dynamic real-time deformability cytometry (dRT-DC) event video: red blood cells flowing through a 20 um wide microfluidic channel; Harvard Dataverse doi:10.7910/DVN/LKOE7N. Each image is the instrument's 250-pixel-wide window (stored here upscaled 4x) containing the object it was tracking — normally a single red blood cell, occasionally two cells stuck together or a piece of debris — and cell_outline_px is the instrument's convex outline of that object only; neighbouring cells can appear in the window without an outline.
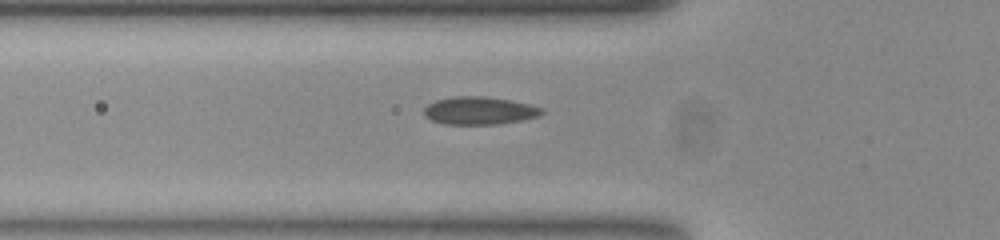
{"species": "common noctule bat (a hibernating species)", "species_latin": "Nyctalus noctula", "temperature_condition": "room temperature", "stored_images_in_passage": 40, "camera_frame_rate_fps": 3000, "um_per_image_px": 0.085, "animal": {"sex": "female", "body_mass_g": 23.0, "forearm_length_mm": 53.4}, "frame": {"image": 1, "passage_image": 8, "time_ms": 2.333, "image_size_px": [1000, 240], "cell_outline_px": [[544, 112], [540, 116], [520, 120], [496, 124], [444, 124], [432, 120], [424, 116], [424, 108], [428, 104], [436, 100], [452, 96], [484, 96], [512, 100], [532, 104], [544, 108]], "centroid_in_image_um": [40.77, 9.39], "position_along_channel_um": 85.0, "area_um2": 19.25}}
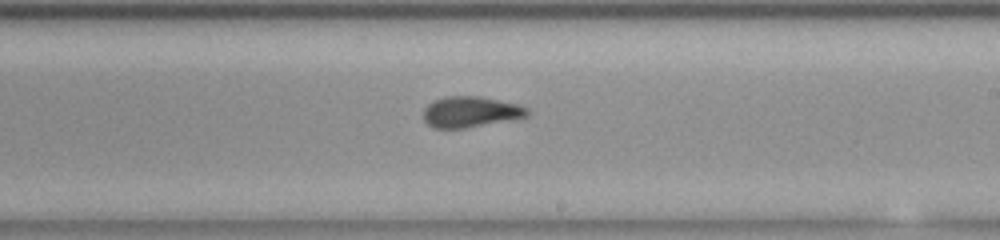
{"frame": {"image": 2, "passage_image": 21, "time_ms": 6.667, "image_size_px": [1000, 240], "cell_outline_px": [[532, 112], [528, 116], [464, 128], [436, 128], [428, 124], [424, 120], [424, 108], [432, 100], [444, 96], [480, 96], [520, 104], [528, 108]], "centroid_in_image_um": [40.01, 9.49], "position_along_channel_um": 249.0, "area_um2": 18.73}}
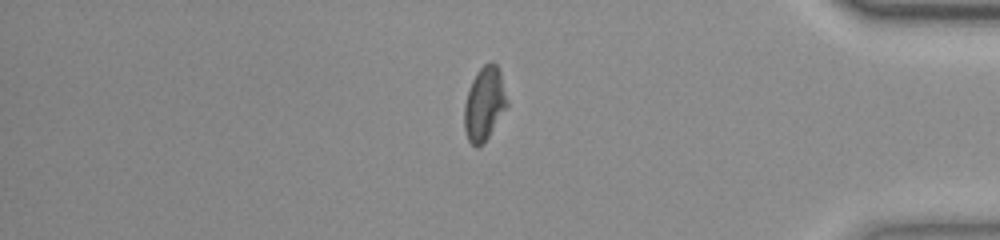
{"frame": {"image": 3, "passage_image": 35, "time_ms": 11.333, "image_size_px": [1000, 240], "cell_outline_px": [[508, 108], [484, 144], [476, 148], [468, 140], [464, 128], [464, 104], [468, 88], [476, 72], [484, 64], [492, 60], [500, 68], [508, 100]], "centroid_in_image_um": [41.19, 8.81], "position_along_channel_um": 394.0, "area_um2": 19.02}, "authors_computed_cell_mechanics": {"area_um2": 18.785, "velocity_mm_per_s": 3.78, "shape_relaxation_time_tau1_ms": null, "shape_relaxation_time_tau2_ms": 1.4953, "deformation_change_tau1": null, "deformation_change_tau2": 0.0674}}